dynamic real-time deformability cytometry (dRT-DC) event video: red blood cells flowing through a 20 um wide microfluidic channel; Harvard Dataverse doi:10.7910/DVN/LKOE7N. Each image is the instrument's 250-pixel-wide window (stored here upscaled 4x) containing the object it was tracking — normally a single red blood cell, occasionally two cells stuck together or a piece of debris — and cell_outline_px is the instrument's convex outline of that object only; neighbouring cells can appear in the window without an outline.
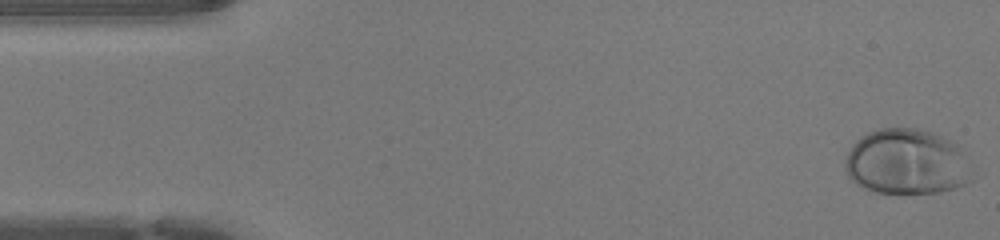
{"species": "human", "species_latin": "Homo sapiens", "temperature_condition": "warm", "stored_images_in_passage": 47, "camera_frame_rate_fps": 3000, "um_per_image_px": 0.085, "donor": {"sex": "female"}, "frame": {"image": 1, "passage_image": 1, "time_ms": 0.0, "image_size_px": [1000, 240], "cell_outline_px": [[972, 180], [964, 184], [940, 192], [876, 192], [860, 188], [848, 176], [844, 168], [844, 164], [848, 152], [852, 144], [860, 136], [868, 132], [880, 128], [916, 128], [932, 132], [956, 144]], "centroid_in_image_um": [76.96, 13.76], "position_along_channel_um": 8.0, "area_um2": 47.69}}
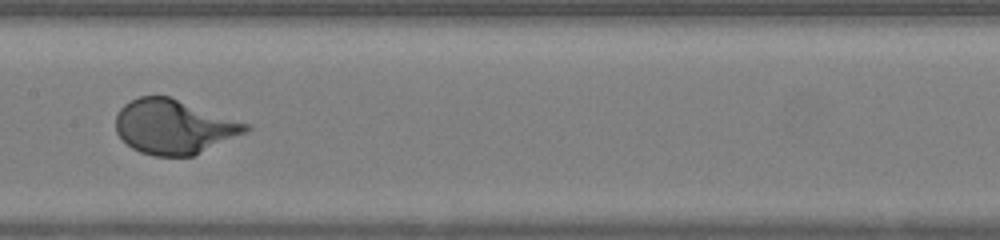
{"frame": {"image": 2, "passage_image": 23, "time_ms": 7.333, "image_size_px": [1000, 240], "cell_outline_px": [[252, 128], [248, 132], [192, 156], [152, 156], [140, 152], [132, 148], [116, 132], [116, 116], [120, 108], [124, 104], [140, 96], [168, 96], [252, 124]], "centroid_in_image_um": [14.82, 10.78], "position_along_channel_um": 192.6, "area_um2": 41.27}}
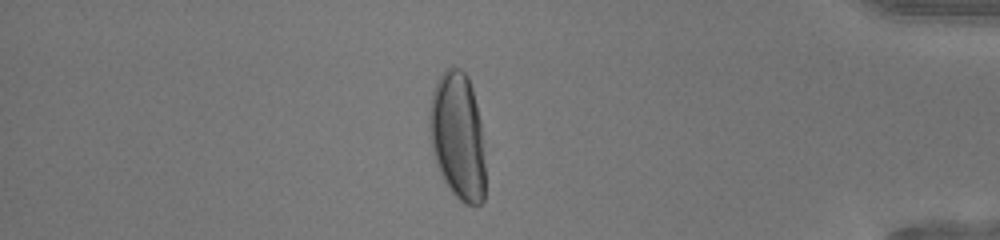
{"frame": {"image": 3, "passage_image": 40, "time_ms": 13.0, "image_size_px": [1000, 240], "cell_outline_px": [[484, 200], [480, 204], [464, 204], [452, 192], [444, 180], [440, 172], [432, 152], [428, 124], [428, 116], [432, 92], [440, 76], [452, 64], [460, 68], [468, 76], [472, 88], [480, 120], [484, 164]], "centroid_in_image_um": [38.88, 11.55], "position_along_channel_um": 396.3, "area_um2": 41.38}}